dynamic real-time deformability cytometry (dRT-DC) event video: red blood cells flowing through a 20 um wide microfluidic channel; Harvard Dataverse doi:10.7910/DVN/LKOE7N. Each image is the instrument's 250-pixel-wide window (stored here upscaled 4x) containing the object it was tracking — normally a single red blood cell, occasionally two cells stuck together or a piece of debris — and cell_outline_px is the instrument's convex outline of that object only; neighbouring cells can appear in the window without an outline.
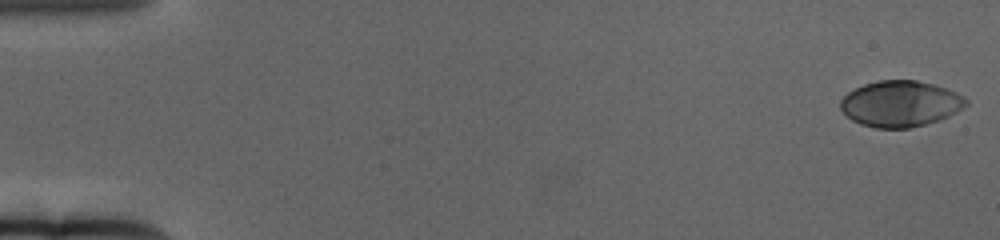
{"species": "human", "species_latin": "Homo sapiens", "temperature_condition": "cold", "stored_images_in_passage": 65, "camera_frame_rate_fps": 3000, "um_per_image_px": 0.085, "donor": {"sex": "female"}, "frame": {"image": 1, "passage_image": 1, "time_ms": 0.0, "image_size_px": [1000, 240], "cell_outline_px": [[968, 104], [964, 108], [948, 116], [924, 124], [908, 128], [876, 128], [860, 124], [852, 120], [840, 108], [840, 100], [848, 92], [864, 84], [880, 80], [916, 80], [948, 88], [964, 96], [968, 100]], "centroid_in_image_um": [76.54, 8.81], "position_along_channel_um": 8.5, "area_um2": 33.58}}
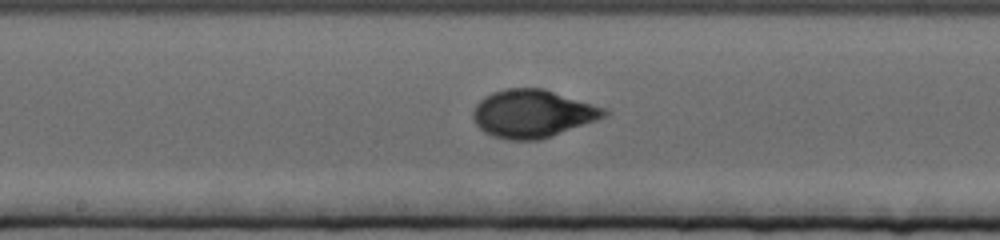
{"frame": {"image": 2, "passage_image": 35, "time_ms": 11.333, "image_size_px": [1000, 240], "cell_outline_px": [[608, 116], [540, 140], [508, 140], [492, 136], [484, 132], [476, 124], [472, 116], [472, 112], [476, 104], [484, 96], [492, 92], [504, 88], [544, 88], [608, 108]], "centroid_in_image_um": [45.28, 9.65], "position_along_channel_um": 202.9, "area_um2": 36.93}}
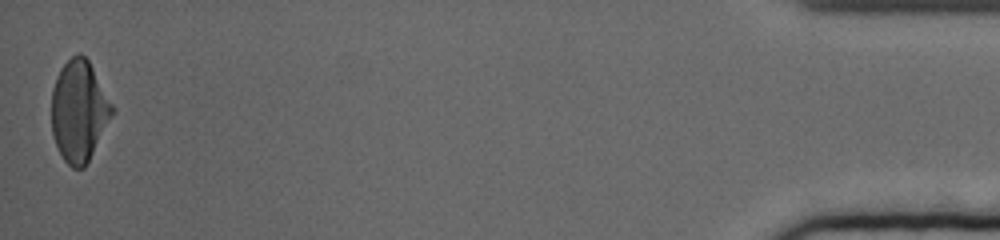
{"frame": {"image": 3, "passage_image": 65, "time_ms": 21.333, "image_size_px": [1000, 240], "cell_outline_px": [[116, 108], [112, 116], [84, 168], [72, 168], [64, 160], [56, 144], [52, 132], [52, 88], [56, 76], [60, 68], [76, 52], [80, 52], [88, 60]], "centroid_in_image_um": [6.72, 9.4], "position_along_channel_um": 428.5, "area_um2": 35.66}, "authors_computed_cell_mechanics": {"area_um2": 35.0268, "velocity_mm_per_s": 3.1147, "shape_relaxation_time_tau1_ms": 4.0749, "shape_relaxation_time_tau2_ms": null, "deformation_change_tau1": 0.1942, "deformation_change_tau2": null}}